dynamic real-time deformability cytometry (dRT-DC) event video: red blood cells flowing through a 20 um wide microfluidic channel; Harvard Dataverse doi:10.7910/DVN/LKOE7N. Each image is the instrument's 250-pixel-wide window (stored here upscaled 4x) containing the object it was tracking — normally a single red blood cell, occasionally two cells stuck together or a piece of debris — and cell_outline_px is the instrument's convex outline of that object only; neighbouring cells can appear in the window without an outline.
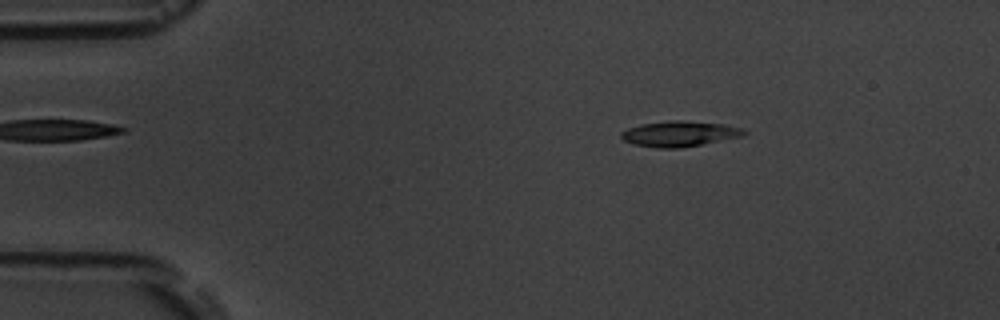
{"species": "common noctule bat (a hibernating species)", "species_latin": "Nyctalus noctula", "temperature_condition": "room temperature", "stored_images_in_passage": 4, "camera_frame_rate_fps": 3000, "um_per_image_px": 0.085, "animal": {"sex": "male", "body_mass_g": 19.5, "forearm_length_mm": 54.6}, "frame": {"image": 1, "passage_image": 2, "time_ms": 1.333, "image_size_px": [1000, 320], "cell_outline_px": [[748, 132], [744, 136], [680, 148], [656, 148], [632, 144], [624, 140], [620, 136], [620, 132], [628, 128], [640, 124], [672, 120], [680, 120], [724, 124], [744, 128]], "centroid_in_image_um": [57.76, 11.37], "position_along_channel_um": 27.2, "area_um2": 18.38}}